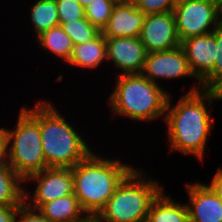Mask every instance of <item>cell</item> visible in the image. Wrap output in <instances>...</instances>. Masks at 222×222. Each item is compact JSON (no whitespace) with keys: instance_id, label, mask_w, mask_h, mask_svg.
Returning <instances> with one entry per match:
<instances>
[{"instance_id":"obj_8","label":"cell","mask_w":222,"mask_h":222,"mask_svg":"<svg viewBox=\"0 0 222 222\" xmlns=\"http://www.w3.org/2000/svg\"><path fill=\"white\" fill-rule=\"evenodd\" d=\"M33 194L24 189V203L38 210L43 204L67 195H74V178L71 168L48 167L28 176L24 182H33ZM32 198V199H30Z\"/></svg>"},{"instance_id":"obj_26","label":"cell","mask_w":222,"mask_h":222,"mask_svg":"<svg viewBox=\"0 0 222 222\" xmlns=\"http://www.w3.org/2000/svg\"><path fill=\"white\" fill-rule=\"evenodd\" d=\"M17 216H19V219ZM15 222H50V221L45 217H43V215L38 210L30 208L25 203H23L18 208Z\"/></svg>"},{"instance_id":"obj_12","label":"cell","mask_w":222,"mask_h":222,"mask_svg":"<svg viewBox=\"0 0 222 222\" xmlns=\"http://www.w3.org/2000/svg\"><path fill=\"white\" fill-rule=\"evenodd\" d=\"M189 222H222V200L208 184L187 183Z\"/></svg>"},{"instance_id":"obj_33","label":"cell","mask_w":222,"mask_h":222,"mask_svg":"<svg viewBox=\"0 0 222 222\" xmlns=\"http://www.w3.org/2000/svg\"><path fill=\"white\" fill-rule=\"evenodd\" d=\"M78 1L85 8L93 0H78Z\"/></svg>"},{"instance_id":"obj_9","label":"cell","mask_w":222,"mask_h":222,"mask_svg":"<svg viewBox=\"0 0 222 222\" xmlns=\"http://www.w3.org/2000/svg\"><path fill=\"white\" fill-rule=\"evenodd\" d=\"M141 74L151 82L175 80L182 77L196 79L181 46L167 51L148 53Z\"/></svg>"},{"instance_id":"obj_16","label":"cell","mask_w":222,"mask_h":222,"mask_svg":"<svg viewBox=\"0 0 222 222\" xmlns=\"http://www.w3.org/2000/svg\"><path fill=\"white\" fill-rule=\"evenodd\" d=\"M165 195L163 189L153 200L146 222H189L186 203H179Z\"/></svg>"},{"instance_id":"obj_13","label":"cell","mask_w":222,"mask_h":222,"mask_svg":"<svg viewBox=\"0 0 222 222\" xmlns=\"http://www.w3.org/2000/svg\"><path fill=\"white\" fill-rule=\"evenodd\" d=\"M190 69L200 82L213 70L216 60V29L210 34L189 37L180 44Z\"/></svg>"},{"instance_id":"obj_30","label":"cell","mask_w":222,"mask_h":222,"mask_svg":"<svg viewBox=\"0 0 222 222\" xmlns=\"http://www.w3.org/2000/svg\"><path fill=\"white\" fill-rule=\"evenodd\" d=\"M218 168L219 169L216 171L209 185L220 196V199L222 200V168Z\"/></svg>"},{"instance_id":"obj_22","label":"cell","mask_w":222,"mask_h":222,"mask_svg":"<svg viewBox=\"0 0 222 222\" xmlns=\"http://www.w3.org/2000/svg\"><path fill=\"white\" fill-rule=\"evenodd\" d=\"M119 0H93L85 8V17L101 31L107 25L115 4Z\"/></svg>"},{"instance_id":"obj_29","label":"cell","mask_w":222,"mask_h":222,"mask_svg":"<svg viewBox=\"0 0 222 222\" xmlns=\"http://www.w3.org/2000/svg\"><path fill=\"white\" fill-rule=\"evenodd\" d=\"M21 205H0V222H15Z\"/></svg>"},{"instance_id":"obj_24","label":"cell","mask_w":222,"mask_h":222,"mask_svg":"<svg viewBox=\"0 0 222 222\" xmlns=\"http://www.w3.org/2000/svg\"><path fill=\"white\" fill-rule=\"evenodd\" d=\"M145 15L173 12L177 0H132Z\"/></svg>"},{"instance_id":"obj_11","label":"cell","mask_w":222,"mask_h":222,"mask_svg":"<svg viewBox=\"0 0 222 222\" xmlns=\"http://www.w3.org/2000/svg\"><path fill=\"white\" fill-rule=\"evenodd\" d=\"M107 60L122 74H141L147 50L139 37H105Z\"/></svg>"},{"instance_id":"obj_32","label":"cell","mask_w":222,"mask_h":222,"mask_svg":"<svg viewBox=\"0 0 222 222\" xmlns=\"http://www.w3.org/2000/svg\"><path fill=\"white\" fill-rule=\"evenodd\" d=\"M217 4V23L222 28V0H216Z\"/></svg>"},{"instance_id":"obj_19","label":"cell","mask_w":222,"mask_h":222,"mask_svg":"<svg viewBox=\"0 0 222 222\" xmlns=\"http://www.w3.org/2000/svg\"><path fill=\"white\" fill-rule=\"evenodd\" d=\"M24 180L9 165L0 166V205L24 203Z\"/></svg>"},{"instance_id":"obj_1","label":"cell","mask_w":222,"mask_h":222,"mask_svg":"<svg viewBox=\"0 0 222 222\" xmlns=\"http://www.w3.org/2000/svg\"><path fill=\"white\" fill-rule=\"evenodd\" d=\"M170 98L171 95L167 100L164 119L169 151H178L184 156L191 155L203 161L206 144L215 123L210 114L213 101L200 84L192 86L174 106H171Z\"/></svg>"},{"instance_id":"obj_21","label":"cell","mask_w":222,"mask_h":222,"mask_svg":"<svg viewBox=\"0 0 222 222\" xmlns=\"http://www.w3.org/2000/svg\"><path fill=\"white\" fill-rule=\"evenodd\" d=\"M59 25L69 35L74 45L95 39L102 32L98 27L92 25L86 17L59 23Z\"/></svg>"},{"instance_id":"obj_4","label":"cell","mask_w":222,"mask_h":222,"mask_svg":"<svg viewBox=\"0 0 222 222\" xmlns=\"http://www.w3.org/2000/svg\"><path fill=\"white\" fill-rule=\"evenodd\" d=\"M50 101H40V136L47 167L73 168L93 150Z\"/></svg>"},{"instance_id":"obj_6","label":"cell","mask_w":222,"mask_h":222,"mask_svg":"<svg viewBox=\"0 0 222 222\" xmlns=\"http://www.w3.org/2000/svg\"><path fill=\"white\" fill-rule=\"evenodd\" d=\"M15 128L8 129V164L25 180L28 176L47 169L40 136V101L34 107L20 109Z\"/></svg>"},{"instance_id":"obj_5","label":"cell","mask_w":222,"mask_h":222,"mask_svg":"<svg viewBox=\"0 0 222 222\" xmlns=\"http://www.w3.org/2000/svg\"><path fill=\"white\" fill-rule=\"evenodd\" d=\"M142 170L134 168L117 186L98 213L103 222H146L153 200L164 187L146 178Z\"/></svg>"},{"instance_id":"obj_15","label":"cell","mask_w":222,"mask_h":222,"mask_svg":"<svg viewBox=\"0 0 222 222\" xmlns=\"http://www.w3.org/2000/svg\"><path fill=\"white\" fill-rule=\"evenodd\" d=\"M107 61L106 42L102 32L95 38L83 44L74 45L68 61L71 67L80 69H95Z\"/></svg>"},{"instance_id":"obj_14","label":"cell","mask_w":222,"mask_h":222,"mask_svg":"<svg viewBox=\"0 0 222 222\" xmlns=\"http://www.w3.org/2000/svg\"><path fill=\"white\" fill-rule=\"evenodd\" d=\"M145 17L132 0H119L102 34L104 37H139Z\"/></svg>"},{"instance_id":"obj_31","label":"cell","mask_w":222,"mask_h":222,"mask_svg":"<svg viewBox=\"0 0 222 222\" xmlns=\"http://www.w3.org/2000/svg\"><path fill=\"white\" fill-rule=\"evenodd\" d=\"M76 222H103L98 214L86 213L82 218Z\"/></svg>"},{"instance_id":"obj_23","label":"cell","mask_w":222,"mask_h":222,"mask_svg":"<svg viewBox=\"0 0 222 222\" xmlns=\"http://www.w3.org/2000/svg\"><path fill=\"white\" fill-rule=\"evenodd\" d=\"M59 23L78 20L85 17L84 7L78 0H56Z\"/></svg>"},{"instance_id":"obj_20","label":"cell","mask_w":222,"mask_h":222,"mask_svg":"<svg viewBox=\"0 0 222 222\" xmlns=\"http://www.w3.org/2000/svg\"><path fill=\"white\" fill-rule=\"evenodd\" d=\"M30 8V19L35 37L59 25L56 0H36Z\"/></svg>"},{"instance_id":"obj_17","label":"cell","mask_w":222,"mask_h":222,"mask_svg":"<svg viewBox=\"0 0 222 222\" xmlns=\"http://www.w3.org/2000/svg\"><path fill=\"white\" fill-rule=\"evenodd\" d=\"M38 211L50 222H76L86 214L75 195L47 202Z\"/></svg>"},{"instance_id":"obj_10","label":"cell","mask_w":222,"mask_h":222,"mask_svg":"<svg viewBox=\"0 0 222 222\" xmlns=\"http://www.w3.org/2000/svg\"><path fill=\"white\" fill-rule=\"evenodd\" d=\"M139 39L148 53L167 51L180 46L173 12L146 15Z\"/></svg>"},{"instance_id":"obj_27","label":"cell","mask_w":222,"mask_h":222,"mask_svg":"<svg viewBox=\"0 0 222 222\" xmlns=\"http://www.w3.org/2000/svg\"><path fill=\"white\" fill-rule=\"evenodd\" d=\"M9 159V137L7 128H0V166L8 164Z\"/></svg>"},{"instance_id":"obj_28","label":"cell","mask_w":222,"mask_h":222,"mask_svg":"<svg viewBox=\"0 0 222 222\" xmlns=\"http://www.w3.org/2000/svg\"><path fill=\"white\" fill-rule=\"evenodd\" d=\"M213 102L222 100V75L217 76L205 89Z\"/></svg>"},{"instance_id":"obj_18","label":"cell","mask_w":222,"mask_h":222,"mask_svg":"<svg viewBox=\"0 0 222 222\" xmlns=\"http://www.w3.org/2000/svg\"><path fill=\"white\" fill-rule=\"evenodd\" d=\"M38 46L42 50L59 57L63 62L68 63L74 44L67 33L60 25L50 28L37 37Z\"/></svg>"},{"instance_id":"obj_2","label":"cell","mask_w":222,"mask_h":222,"mask_svg":"<svg viewBox=\"0 0 222 222\" xmlns=\"http://www.w3.org/2000/svg\"><path fill=\"white\" fill-rule=\"evenodd\" d=\"M121 159L103 157L93 151L72 169L74 195L86 213L98 214L117 186L134 169Z\"/></svg>"},{"instance_id":"obj_7","label":"cell","mask_w":222,"mask_h":222,"mask_svg":"<svg viewBox=\"0 0 222 222\" xmlns=\"http://www.w3.org/2000/svg\"><path fill=\"white\" fill-rule=\"evenodd\" d=\"M173 14L180 41L210 34L218 26L216 0H177Z\"/></svg>"},{"instance_id":"obj_25","label":"cell","mask_w":222,"mask_h":222,"mask_svg":"<svg viewBox=\"0 0 222 222\" xmlns=\"http://www.w3.org/2000/svg\"><path fill=\"white\" fill-rule=\"evenodd\" d=\"M216 60L213 70L200 82L202 89H205L217 76L222 75V28L216 27Z\"/></svg>"},{"instance_id":"obj_3","label":"cell","mask_w":222,"mask_h":222,"mask_svg":"<svg viewBox=\"0 0 222 222\" xmlns=\"http://www.w3.org/2000/svg\"><path fill=\"white\" fill-rule=\"evenodd\" d=\"M169 95L142 74H122L116 76L115 88L107 100L112 115L140 122L164 121Z\"/></svg>"}]
</instances>
